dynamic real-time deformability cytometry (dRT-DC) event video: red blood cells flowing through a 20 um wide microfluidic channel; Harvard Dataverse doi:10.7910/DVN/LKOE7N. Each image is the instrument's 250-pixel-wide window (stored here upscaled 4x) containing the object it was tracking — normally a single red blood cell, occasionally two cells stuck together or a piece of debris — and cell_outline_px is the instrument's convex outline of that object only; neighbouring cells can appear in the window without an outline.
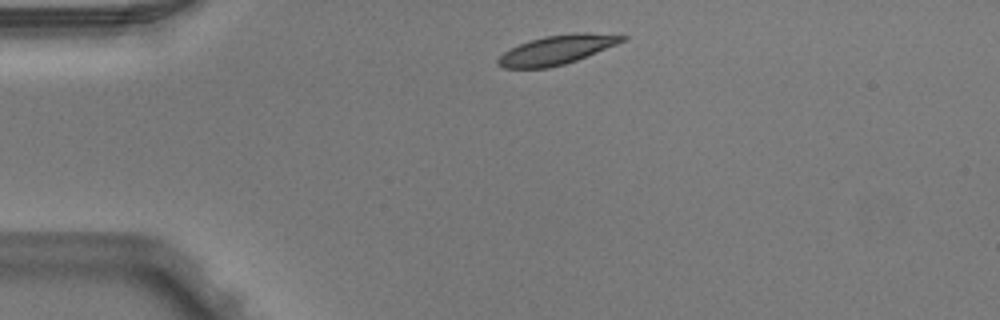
{"species": "Egyptian fruit bat (a non-hibernating species)", "species_latin": "Rousettus aegyptiacus", "temperature_condition": "warm", "stored_images_in_passage": 2, "camera_frame_rate_fps": 3000, "um_per_image_px": 0.085, "animal": {"sex": "male"}, "frame": {"image": 1, "passage_image": 1, "time_ms": 0.0, "image_size_px": [1000, 320], "cell_outline_px": [[628, 36], [624, 40], [616, 44], [576, 60], [564, 64], [548, 68], [504, 68], [496, 64], [496, 60], [504, 52], [528, 40], [544, 36], [572, 32], [584, 32]], "centroid_in_image_um": [47.28, 4.23], "position_along_channel_um": 37.7, "area_um2": 20.92}}